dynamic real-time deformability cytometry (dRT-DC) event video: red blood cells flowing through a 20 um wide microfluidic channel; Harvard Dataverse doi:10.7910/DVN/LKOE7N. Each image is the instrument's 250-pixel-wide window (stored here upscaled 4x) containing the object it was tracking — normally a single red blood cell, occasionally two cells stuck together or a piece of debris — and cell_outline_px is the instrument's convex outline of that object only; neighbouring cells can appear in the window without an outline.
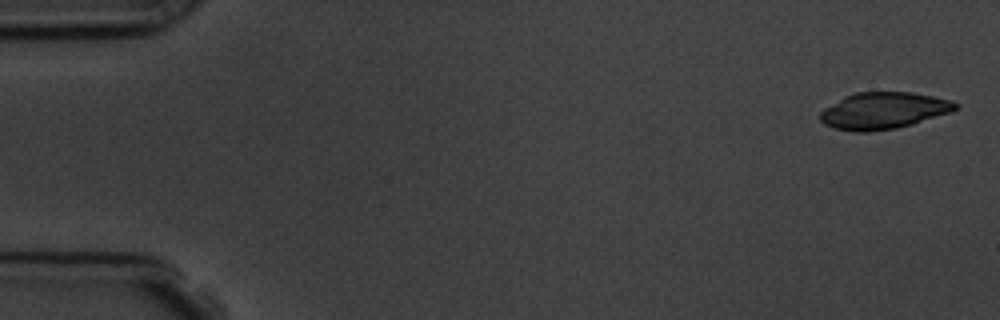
{"species": "common noctule bat (a hibernating species)", "species_latin": "Nyctalus noctula", "temperature_condition": "room temperature", "stored_images_in_passage": 4, "camera_frame_rate_fps": 3000, "um_per_image_px": 0.085, "animal": {"sex": "male", "body_mass_g": 19.5, "forearm_length_mm": 54.6}, "frame": {"image": 1, "passage_image": 1, "time_ms": 0.0, "image_size_px": [1000, 320], "cell_outline_px": [[960, 104], [952, 112], [912, 124], [896, 128], [868, 132], [856, 132], [832, 128], [824, 124], [820, 120], [820, 112], [824, 108], [844, 96], [856, 92], [912, 92], [952, 100]], "centroid_in_image_um": [75.09, 9.41], "position_along_channel_um": 9.9, "area_um2": 29.07}}